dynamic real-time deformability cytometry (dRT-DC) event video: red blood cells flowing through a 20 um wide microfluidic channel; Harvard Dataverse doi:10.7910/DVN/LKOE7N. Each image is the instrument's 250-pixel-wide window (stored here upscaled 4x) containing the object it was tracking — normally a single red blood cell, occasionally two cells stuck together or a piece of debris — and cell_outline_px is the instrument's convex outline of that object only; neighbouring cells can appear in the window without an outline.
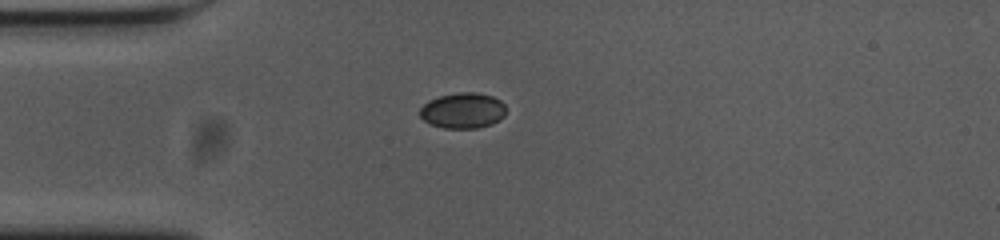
{"species": "common noctule bat (a hibernating species)", "species_latin": "Nyctalus noctula", "temperature_condition": "cold", "stored_images_in_passage": 20, "camera_frame_rate_fps": 3000, "um_per_image_px": 0.085, "animal": {"sex": "female", "body_mass_g": 23.0, "forearm_length_mm": 53.4}, "frame": {"image": 1, "passage_image": 1, "time_ms": 0.0, "image_size_px": [1000, 240], "cell_outline_px": [[504, 116], [492, 124], [476, 128], [444, 128], [428, 124], [420, 116], [420, 108], [428, 100], [440, 96], [460, 92], [476, 92], [492, 96], [500, 100], [504, 104]], "centroid_in_image_um": [39.32, 9.4], "position_along_channel_um": 45.7, "area_um2": 17.86}}
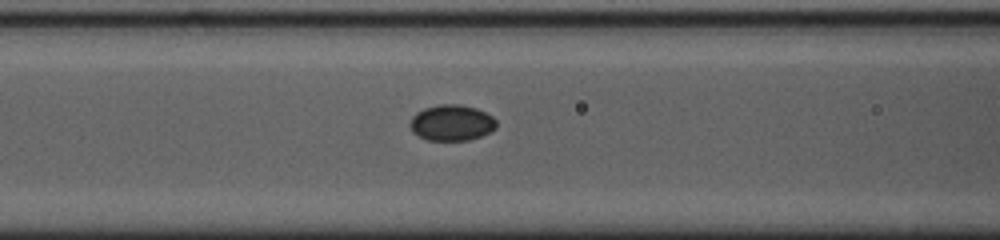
{"frame": {"image": 2, "passage_image": 9, "time_ms": 2.667, "image_size_px": [1000, 240], "cell_outline_px": [[496, 128], [480, 136], [468, 140], [428, 140], [412, 132], [408, 124], [412, 116], [416, 112], [424, 108], [440, 104], [460, 104], [476, 108], [492, 116], [496, 120]], "centroid_in_image_um": [38.36, 10.42], "position_along_channel_um": 128.2, "area_um2": 18.09}}
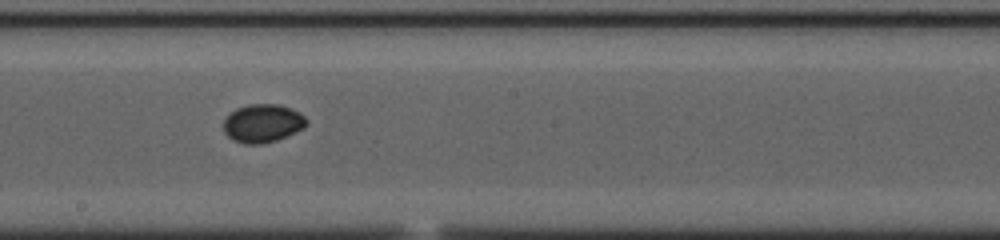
{"frame": {"image": 3, "passage_image": 17, "time_ms": 5.333, "image_size_px": [1000, 240], "cell_outline_px": [[308, 124], [304, 128], [296, 132], [276, 140], [264, 144], [244, 144], [232, 140], [224, 132], [224, 120], [236, 108], [248, 104], [280, 104], [300, 112], [308, 120]], "centroid_in_image_um": [22.35, 10.48], "position_along_channel_um": 225.9, "area_um2": 18.67}}